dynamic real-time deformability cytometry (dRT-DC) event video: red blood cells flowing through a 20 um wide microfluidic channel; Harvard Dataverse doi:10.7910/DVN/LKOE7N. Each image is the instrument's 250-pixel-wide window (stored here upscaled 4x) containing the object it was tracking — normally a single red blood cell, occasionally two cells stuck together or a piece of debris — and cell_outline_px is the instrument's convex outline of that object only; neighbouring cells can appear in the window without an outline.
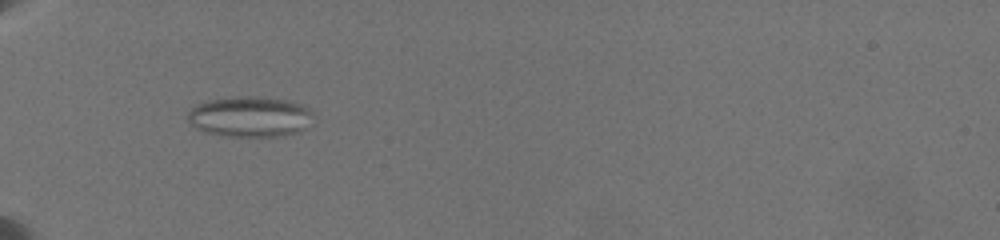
{"species": "common noctule bat (a hibernating species)", "species_latin": "Nyctalus noctula", "temperature_condition": "warm", "stored_images_in_passage": 40, "camera_frame_rate_fps": 3000, "um_per_image_px": 0.085, "animal": {"sex": "female", "body_mass_g": 19.5, "forearm_length_mm": 54.1}, "frame": {"image": 1, "passage_image": 1, "time_ms": 0.0, "image_size_px": [1000, 240], "cell_outline_px": [[316, 112], [304, 128], [300, 132], [284, 136], [224, 136], [204, 132], [196, 128], [188, 120], [188, 112], [192, 108], [208, 100], [248, 96], [256, 96], [288, 100], [300, 104]], "centroid_in_image_um": [21.28, 9.93], "position_along_channel_um": 63.7, "area_um2": 29.59}}
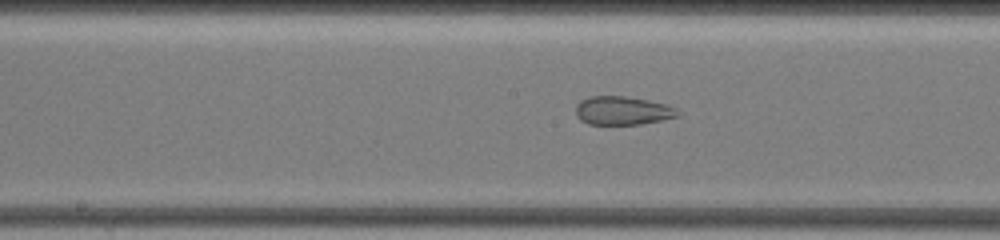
{"frame": {"image": 2, "passage_image": 14, "time_ms": 4.0, "image_size_px": [1000, 240], "cell_outline_px": [[680, 116], [640, 124], [588, 124], [580, 120], [576, 116], [576, 104], [580, 100], [588, 96], [624, 96], [648, 100], [668, 104], [676, 108], [680, 112]], "centroid_in_image_um": [52.91, 9.39], "position_along_channel_um": 195.3, "area_um2": 17.11}}
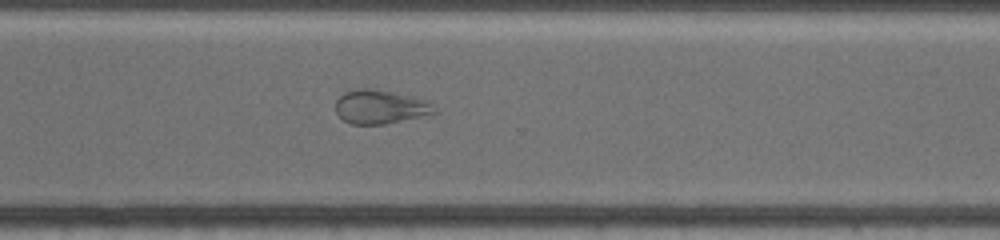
{"frame": {"image": 3, "passage_image": 39, "time_ms": 8.0, "image_size_px": [1000, 240], "cell_outline_px": [[436, 112], [384, 124], [352, 124], [344, 120], [336, 112], [336, 100], [344, 92], [364, 88], [368, 88], [392, 92], [428, 100], [432, 104]], "centroid_in_image_um": [32.29, 9.07], "position_along_channel_um": 338.3, "area_um2": 19.02}}